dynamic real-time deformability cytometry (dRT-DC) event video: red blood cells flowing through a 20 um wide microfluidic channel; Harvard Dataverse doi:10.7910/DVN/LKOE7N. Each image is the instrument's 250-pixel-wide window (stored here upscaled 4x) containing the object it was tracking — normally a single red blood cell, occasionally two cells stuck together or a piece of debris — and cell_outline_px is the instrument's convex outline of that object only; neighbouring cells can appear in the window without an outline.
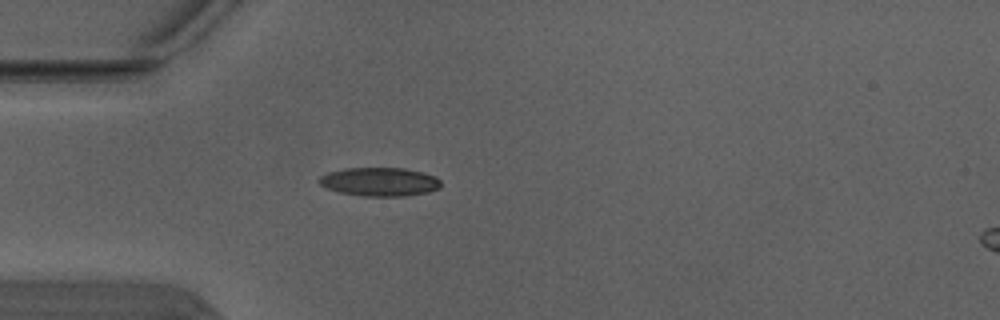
{"species": "Egyptian fruit bat (a non-hibernating species)", "species_latin": "Rousettus aegyptiacus", "temperature_condition": "warm", "stored_images_in_passage": 4, "camera_frame_rate_fps": 3000, "um_per_image_px": 0.085, "animal": {"sex": "male"}, "frame": {"image": 1, "passage_image": 4, "time_ms": 1.0, "image_size_px": [1000, 320], "cell_outline_px": [[440, 188], [428, 192], [404, 196], [364, 196], [340, 192], [324, 188], [316, 180], [320, 176], [328, 172], [344, 168], [404, 168], [424, 172], [436, 176], [440, 180]], "centroid_in_image_um": [32.25, 15.44], "position_along_channel_um": 52.7, "area_um2": 20.52}}